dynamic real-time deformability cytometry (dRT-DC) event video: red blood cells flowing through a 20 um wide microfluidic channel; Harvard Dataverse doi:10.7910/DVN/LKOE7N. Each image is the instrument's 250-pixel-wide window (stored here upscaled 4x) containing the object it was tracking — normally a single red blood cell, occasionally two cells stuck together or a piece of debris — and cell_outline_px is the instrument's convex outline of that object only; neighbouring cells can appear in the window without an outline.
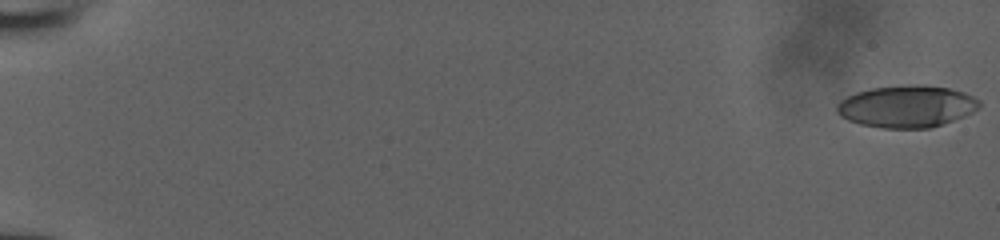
{"species": "human", "species_latin": "Homo sapiens", "temperature_condition": "room temperature", "stored_images_in_passage": 53, "camera_frame_rate_fps": 3000, "um_per_image_px": 0.085, "donor": {"sex": "male"}, "frame": {"image": 1, "passage_image": 1, "time_ms": 0.0, "image_size_px": [1000, 240], "cell_outline_px": [[980, 104], [972, 112], [964, 116], [928, 128], [880, 128], [860, 124], [848, 120], [840, 116], [836, 112], [836, 104], [840, 100], [856, 92], [872, 88], [912, 84], [924, 84], [948, 88], [964, 92], [980, 100]], "centroid_in_image_um": [77.03, 9.04], "position_along_channel_um": 8.0, "area_um2": 34.85}}
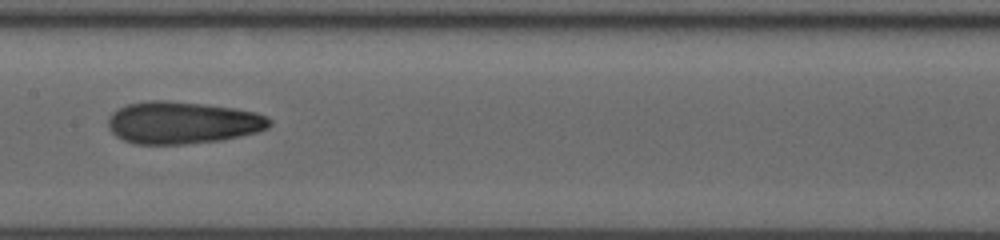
{"frame": {"image": 2, "passage_image": 30, "time_ms": 9.667, "image_size_px": [1000, 240], "cell_outline_px": [[272, 124], [268, 128], [256, 132], [240, 136], [220, 140], [184, 144], [136, 144], [124, 140], [116, 136], [108, 128], [108, 120], [112, 112], [128, 104], [148, 100], [168, 100], [204, 104], [236, 108], [256, 112], [268, 116], [272, 120]], "centroid_in_image_um": [15.53, 10.42], "position_along_channel_um": 191.9, "area_um2": 39.88}}
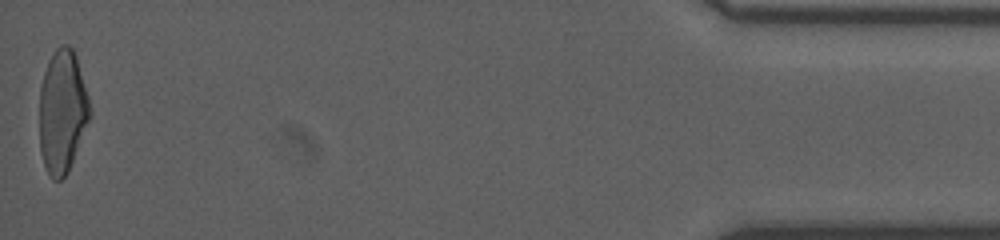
{"frame": {"image": 3, "passage_image": 53, "time_ms": 17.333, "image_size_px": [1000, 240], "cell_outline_px": [[92, 116], [68, 172], [60, 180], [52, 180], [44, 164], [40, 152], [40, 88], [44, 72], [48, 60], [56, 48], [60, 44], [68, 44], [72, 48], [76, 56], [88, 96], [92, 112]], "centroid_in_image_um": [5.31, 9.48], "position_along_channel_um": 429.9, "area_um2": 36.41}}